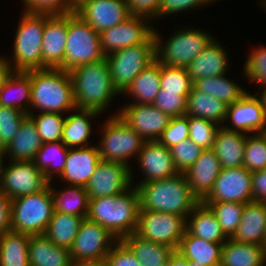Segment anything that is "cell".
Here are the masks:
<instances>
[{"mask_svg": "<svg viewBox=\"0 0 266 266\" xmlns=\"http://www.w3.org/2000/svg\"><path fill=\"white\" fill-rule=\"evenodd\" d=\"M140 198L136 187L119 195L89 199L87 219L107 228L118 240L135 233Z\"/></svg>", "mask_w": 266, "mask_h": 266, "instance_id": "cell-1", "label": "cell"}, {"mask_svg": "<svg viewBox=\"0 0 266 266\" xmlns=\"http://www.w3.org/2000/svg\"><path fill=\"white\" fill-rule=\"evenodd\" d=\"M140 210L172 213L188 219L200 202L191 192L185 173L137 184Z\"/></svg>", "mask_w": 266, "mask_h": 266, "instance_id": "cell-2", "label": "cell"}, {"mask_svg": "<svg viewBox=\"0 0 266 266\" xmlns=\"http://www.w3.org/2000/svg\"><path fill=\"white\" fill-rule=\"evenodd\" d=\"M31 77V103L41 112L75 111L73 83L69 71L43 68L27 72Z\"/></svg>", "mask_w": 266, "mask_h": 266, "instance_id": "cell-3", "label": "cell"}, {"mask_svg": "<svg viewBox=\"0 0 266 266\" xmlns=\"http://www.w3.org/2000/svg\"><path fill=\"white\" fill-rule=\"evenodd\" d=\"M76 107L103 112L119 92L114 88L106 58L69 71Z\"/></svg>", "mask_w": 266, "mask_h": 266, "instance_id": "cell-4", "label": "cell"}, {"mask_svg": "<svg viewBox=\"0 0 266 266\" xmlns=\"http://www.w3.org/2000/svg\"><path fill=\"white\" fill-rule=\"evenodd\" d=\"M50 184L42 191L11 200V231L43 235L54 212Z\"/></svg>", "mask_w": 266, "mask_h": 266, "instance_id": "cell-5", "label": "cell"}, {"mask_svg": "<svg viewBox=\"0 0 266 266\" xmlns=\"http://www.w3.org/2000/svg\"><path fill=\"white\" fill-rule=\"evenodd\" d=\"M14 42V72L42 69V39L45 13L24 11Z\"/></svg>", "mask_w": 266, "mask_h": 266, "instance_id": "cell-6", "label": "cell"}, {"mask_svg": "<svg viewBox=\"0 0 266 266\" xmlns=\"http://www.w3.org/2000/svg\"><path fill=\"white\" fill-rule=\"evenodd\" d=\"M100 34L75 12L68 13L67 42L64 54V70L104 59Z\"/></svg>", "mask_w": 266, "mask_h": 266, "instance_id": "cell-7", "label": "cell"}, {"mask_svg": "<svg viewBox=\"0 0 266 266\" xmlns=\"http://www.w3.org/2000/svg\"><path fill=\"white\" fill-rule=\"evenodd\" d=\"M114 88L123 93L134 78L156 60L154 35L146 42L105 56Z\"/></svg>", "mask_w": 266, "mask_h": 266, "instance_id": "cell-8", "label": "cell"}, {"mask_svg": "<svg viewBox=\"0 0 266 266\" xmlns=\"http://www.w3.org/2000/svg\"><path fill=\"white\" fill-rule=\"evenodd\" d=\"M156 43V60L165 66L187 68L213 40V37L202 30L182 29L166 41L163 46L160 35L154 31Z\"/></svg>", "mask_w": 266, "mask_h": 266, "instance_id": "cell-9", "label": "cell"}, {"mask_svg": "<svg viewBox=\"0 0 266 266\" xmlns=\"http://www.w3.org/2000/svg\"><path fill=\"white\" fill-rule=\"evenodd\" d=\"M103 136L97 145L103 161L128 165V158L137 156L145 140L130 128L118 114L108 118L103 127Z\"/></svg>", "mask_w": 266, "mask_h": 266, "instance_id": "cell-10", "label": "cell"}, {"mask_svg": "<svg viewBox=\"0 0 266 266\" xmlns=\"http://www.w3.org/2000/svg\"><path fill=\"white\" fill-rule=\"evenodd\" d=\"M187 219L172 213L140 210L135 234L144 240L178 249Z\"/></svg>", "mask_w": 266, "mask_h": 266, "instance_id": "cell-11", "label": "cell"}, {"mask_svg": "<svg viewBox=\"0 0 266 266\" xmlns=\"http://www.w3.org/2000/svg\"><path fill=\"white\" fill-rule=\"evenodd\" d=\"M50 181L40 171L34 161H11L2 168L0 191L10 200L44 190Z\"/></svg>", "mask_w": 266, "mask_h": 266, "instance_id": "cell-12", "label": "cell"}, {"mask_svg": "<svg viewBox=\"0 0 266 266\" xmlns=\"http://www.w3.org/2000/svg\"><path fill=\"white\" fill-rule=\"evenodd\" d=\"M118 240L107 228L84 218L70 250L72 261L105 259L114 240Z\"/></svg>", "mask_w": 266, "mask_h": 266, "instance_id": "cell-13", "label": "cell"}, {"mask_svg": "<svg viewBox=\"0 0 266 266\" xmlns=\"http://www.w3.org/2000/svg\"><path fill=\"white\" fill-rule=\"evenodd\" d=\"M252 173L244 166L222 168L209 194L201 202H237L253 201Z\"/></svg>", "mask_w": 266, "mask_h": 266, "instance_id": "cell-14", "label": "cell"}, {"mask_svg": "<svg viewBox=\"0 0 266 266\" xmlns=\"http://www.w3.org/2000/svg\"><path fill=\"white\" fill-rule=\"evenodd\" d=\"M131 172L124 163L101 160L85 187L89 199L125 192L131 187Z\"/></svg>", "mask_w": 266, "mask_h": 266, "instance_id": "cell-15", "label": "cell"}, {"mask_svg": "<svg viewBox=\"0 0 266 266\" xmlns=\"http://www.w3.org/2000/svg\"><path fill=\"white\" fill-rule=\"evenodd\" d=\"M145 20L147 18L130 16L120 24L101 32L103 54L107 56L115 51L146 43L154 35V29Z\"/></svg>", "mask_w": 266, "mask_h": 266, "instance_id": "cell-16", "label": "cell"}, {"mask_svg": "<svg viewBox=\"0 0 266 266\" xmlns=\"http://www.w3.org/2000/svg\"><path fill=\"white\" fill-rule=\"evenodd\" d=\"M118 112L120 118L145 141H157L171 119L153 104L131 103Z\"/></svg>", "mask_w": 266, "mask_h": 266, "instance_id": "cell-17", "label": "cell"}, {"mask_svg": "<svg viewBox=\"0 0 266 266\" xmlns=\"http://www.w3.org/2000/svg\"><path fill=\"white\" fill-rule=\"evenodd\" d=\"M74 12L99 34L130 17L126 0H84Z\"/></svg>", "mask_w": 266, "mask_h": 266, "instance_id": "cell-18", "label": "cell"}, {"mask_svg": "<svg viewBox=\"0 0 266 266\" xmlns=\"http://www.w3.org/2000/svg\"><path fill=\"white\" fill-rule=\"evenodd\" d=\"M68 13H45L42 39V69L60 68L64 70V54L67 42Z\"/></svg>", "mask_w": 266, "mask_h": 266, "instance_id": "cell-19", "label": "cell"}, {"mask_svg": "<svg viewBox=\"0 0 266 266\" xmlns=\"http://www.w3.org/2000/svg\"><path fill=\"white\" fill-rule=\"evenodd\" d=\"M231 121L233 128L227 130L243 133H261L266 128V116L259 96L246 93L240 100L228 105L225 121Z\"/></svg>", "mask_w": 266, "mask_h": 266, "instance_id": "cell-20", "label": "cell"}, {"mask_svg": "<svg viewBox=\"0 0 266 266\" xmlns=\"http://www.w3.org/2000/svg\"><path fill=\"white\" fill-rule=\"evenodd\" d=\"M137 156L146 176L139 184L170 178L179 173L170 149L158 141H145Z\"/></svg>", "mask_w": 266, "mask_h": 266, "instance_id": "cell-21", "label": "cell"}, {"mask_svg": "<svg viewBox=\"0 0 266 266\" xmlns=\"http://www.w3.org/2000/svg\"><path fill=\"white\" fill-rule=\"evenodd\" d=\"M100 161L98 147L69 149L64 171L58 177L70 183L69 185L85 188Z\"/></svg>", "mask_w": 266, "mask_h": 266, "instance_id": "cell-22", "label": "cell"}, {"mask_svg": "<svg viewBox=\"0 0 266 266\" xmlns=\"http://www.w3.org/2000/svg\"><path fill=\"white\" fill-rule=\"evenodd\" d=\"M221 169L216 153L212 149H206L185 172L190 190L200 202L211 191Z\"/></svg>", "mask_w": 266, "mask_h": 266, "instance_id": "cell-23", "label": "cell"}, {"mask_svg": "<svg viewBox=\"0 0 266 266\" xmlns=\"http://www.w3.org/2000/svg\"><path fill=\"white\" fill-rule=\"evenodd\" d=\"M266 232V203H245L241 221L232 239L241 243L264 245Z\"/></svg>", "mask_w": 266, "mask_h": 266, "instance_id": "cell-24", "label": "cell"}, {"mask_svg": "<svg viewBox=\"0 0 266 266\" xmlns=\"http://www.w3.org/2000/svg\"><path fill=\"white\" fill-rule=\"evenodd\" d=\"M247 136L246 133L230 131L223 126L218 129L212 150L216 153L221 168L243 166Z\"/></svg>", "mask_w": 266, "mask_h": 266, "instance_id": "cell-25", "label": "cell"}, {"mask_svg": "<svg viewBox=\"0 0 266 266\" xmlns=\"http://www.w3.org/2000/svg\"><path fill=\"white\" fill-rule=\"evenodd\" d=\"M215 39L187 66L191 81L224 75L228 68V57Z\"/></svg>", "mask_w": 266, "mask_h": 266, "instance_id": "cell-26", "label": "cell"}, {"mask_svg": "<svg viewBox=\"0 0 266 266\" xmlns=\"http://www.w3.org/2000/svg\"><path fill=\"white\" fill-rule=\"evenodd\" d=\"M30 266H70V250L55 245L43 235H30L28 244Z\"/></svg>", "mask_w": 266, "mask_h": 266, "instance_id": "cell-27", "label": "cell"}, {"mask_svg": "<svg viewBox=\"0 0 266 266\" xmlns=\"http://www.w3.org/2000/svg\"><path fill=\"white\" fill-rule=\"evenodd\" d=\"M265 262L264 245L241 243L232 238L222 245L219 266H264Z\"/></svg>", "mask_w": 266, "mask_h": 266, "instance_id": "cell-28", "label": "cell"}, {"mask_svg": "<svg viewBox=\"0 0 266 266\" xmlns=\"http://www.w3.org/2000/svg\"><path fill=\"white\" fill-rule=\"evenodd\" d=\"M43 145L35 123L27 116L20 125L16 135L6 146L10 161H33Z\"/></svg>", "mask_w": 266, "mask_h": 266, "instance_id": "cell-29", "label": "cell"}, {"mask_svg": "<svg viewBox=\"0 0 266 266\" xmlns=\"http://www.w3.org/2000/svg\"><path fill=\"white\" fill-rule=\"evenodd\" d=\"M193 236L187 229L176 250L184 258L203 266H219L222 245Z\"/></svg>", "mask_w": 266, "mask_h": 266, "instance_id": "cell-30", "label": "cell"}, {"mask_svg": "<svg viewBox=\"0 0 266 266\" xmlns=\"http://www.w3.org/2000/svg\"><path fill=\"white\" fill-rule=\"evenodd\" d=\"M76 113L65 118L61 142L68 148L87 147L91 134V118L101 113L92 109L76 108ZM79 112V113H78Z\"/></svg>", "mask_w": 266, "mask_h": 266, "instance_id": "cell-31", "label": "cell"}, {"mask_svg": "<svg viewBox=\"0 0 266 266\" xmlns=\"http://www.w3.org/2000/svg\"><path fill=\"white\" fill-rule=\"evenodd\" d=\"M190 214L192 218L187 220L186 229L193 236L215 243H225L229 239L222 231L215 214L204 203L199 202Z\"/></svg>", "mask_w": 266, "mask_h": 266, "instance_id": "cell-32", "label": "cell"}, {"mask_svg": "<svg viewBox=\"0 0 266 266\" xmlns=\"http://www.w3.org/2000/svg\"><path fill=\"white\" fill-rule=\"evenodd\" d=\"M13 92L15 96L12 97ZM31 96L30 75L27 72L13 71L0 89V106L15 108L29 114L30 110L25 105L30 106Z\"/></svg>", "mask_w": 266, "mask_h": 266, "instance_id": "cell-33", "label": "cell"}, {"mask_svg": "<svg viewBox=\"0 0 266 266\" xmlns=\"http://www.w3.org/2000/svg\"><path fill=\"white\" fill-rule=\"evenodd\" d=\"M161 88V64L155 60L143 69L123 93L135 98L136 104H153Z\"/></svg>", "mask_w": 266, "mask_h": 266, "instance_id": "cell-34", "label": "cell"}, {"mask_svg": "<svg viewBox=\"0 0 266 266\" xmlns=\"http://www.w3.org/2000/svg\"><path fill=\"white\" fill-rule=\"evenodd\" d=\"M121 241L131 250L141 266H164L175 251L172 247L144 240L135 233Z\"/></svg>", "mask_w": 266, "mask_h": 266, "instance_id": "cell-35", "label": "cell"}, {"mask_svg": "<svg viewBox=\"0 0 266 266\" xmlns=\"http://www.w3.org/2000/svg\"><path fill=\"white\" fill-rule=\"evenodd\" d=\"M227 107L224 102L193 86L187 96L186 115L204 118L223 126L220 123L225 122Z\"/></svg>", "mask_w": 266, "mask_h": 266, "instance_id": "cell-36", "label": "cell"}, {"mask_svg": "<svg viewBox=\"0 0 266 266\" xmlns=\"http://www.w3.org/2000/svg\"><path fill=\"white\" fill-rule=\"evenodd\" d=\"M83 219L80 216L54 211L44 235L55 245L70 249Z\"/></svg>", "mask_w": 266, "mask_h": 266, "instance_id": "cell-37", "label": "cell"}, {"mask_svg": "<svg viewBox=\"0 0 266 266\" xmlns=\"http://www.w3.org/2000/svg\"><path fill=\"white\" fill-rule=\"evenodd\" d=\"M29 241L26 233L6 232L0 238V266H30Z\"/></svg>", "mask_w": 266, "mask_h": 266, "instance_id": "cell-38", "label": "cell"}, {"mask_svg": "<svg viewBox=\"0 0 266 266\" xmlns=\"http://www.w3.org/2000/svg\"><path fill=\"white\" fill-rule=\"evenodd\" d=\"M50 192L53 198L54 211L83 218L87 217L89 197L84 187L70 185L64 191L59 192L50 185Z\"/></svg>", "mask_w": 266, "mask_h": 266, "instance_id": "cell-39", "label": "cell"}, {"mask_svg": "<svg viewBox=\"0 0 266 266\" xmlns=\"http://www.w3.org/2000/svg\"><path fill=\"white\" fill-rule=\"evenodd\" d=\"M68 148L61 142L43 143L33 160L36 167L52 182L54 173L61 175L66 165ZM54 168V170H53Z\"/></svg>", "mask_w": 266, "mask_h": 266, "instance_id": "cell-40", "label": "cell"}, {"mask_svg": "<svg viewBox=\"0 0 266 266\" xmlns=\"http://www.w3.org/2000/svg\"><path fill=\"white\" fill-rule=\"evenodd\" d=\"M193 86L227 105L240 100L247 93L233 81L227 79L225 75L201 78L196 80Z\"/></svg>", "mask_w": 266, "mask_h": 266, "instance_id": "cell-41", "label": "cell"}, {"mask_svg": "<svg viewBox=\"0 0 266 266\" xmlns=\"http://www.w3.org/2000/svg\"><path fill=\"white\" fill-rule=\"evenodd\" d=\"M215 214L222 231L232 238L239 227L244 203L237 202H202Z\"/></svg>", "mask_w": 266, "mask_h": 266, "instance_id": "cell-42", "label": "cell"}, {"mask_svg": "<svg viewBox=\"0 0 266 266\" xmlns=\"http://www.w3.org/2000/svg\"><path fill=\"white\" fill-rule=\"evenodd\" d=\"M28 116L35 123L43 143L61 141L65 118L60 113L40 112L35 116L31 111Z\"/></svg>", "mask_w": 266, "mask_h": 266, "instance_id": "cell-43", "label": "cell"}, {"mask_svg": "<svg viewBox=\"0 0 266 266\" xmlns=\"http://www.w3.org/2000/svg\"><path fill=\"white\" fill-rule=\"evenodd\" d=\"M243 166L251 173L266 169V136L263 132L247 136Z\"/></svg>", "mask_w": 266, "mask_h": 266, "instance_id": "cell-44", "label": "cell"}, {"mask_svg": "<svg viewBox=\"0 0 266 266\" xmlns=\"http://www.w3.org/2000/svg\"><path fill=\"white\" fill-rule=\"evenodd\" d=\"M193 82L186 68L165 66L161 64V88L162 92H178L189 94Z\"/></svg>", "mask_w": 266, "mask_h": 266, "instance_id": "cell-45", "label": "cell"}, {"mask_svg": "<svg viewBox=\"0 0 266 266\" xmlns=\"http://www.w3.org/2000/svg\"><path fill=\"white\" fill-rule=\"evenodd\" d=\"M189 139L193 140L204 150L212 149L215 141L216 132L221 126L204 118L189 116Z\"/></svg>", "mask_w": 266, "mask_h": 266, "instance_id": "cell-46", "label": "cell"}, {"mask_svg": "<svg viewBox=\"0 0 266 266\" xmlns=\"http://www.w3.org/2000/svg\"><path fill=\"white\" fill-rule=\"evenodd\" d=\"M171 156L179 173H185L200 157L204 149L191 139H184L170 148Z\"/></svg>", "mask_w": 266, "mask_h": 266, "instance_id": "cell-47", "label": "cell"}, {"mask_svg": "<svg viewBox=\"0 0 266 266\" xmlns=\"http://www.w3.org/2000/svg\"><path fill=\"white\" fill-rule=\"evenodd\" d=\"M27 116L28 114L21 110L0 106V136L5 146L14 138Z\"/></svg>", "mask_w": 266, "mask_h": 266, "instance_id": "cell-48", "label": "cell"}, {"mask_svg": "<svg viewBox=\"0 0 266 266\" xmlns=\"http://www.w3.org/2000/svg\"><path fill=\"white\" fill-rule=\"evenodd\" d=\"M178 92H162L159 90L153 105L170 117H179L186 114L187 96Z\"/></svg>", "mask_w": 266, "mask_h": 266, "instance_id": "cell-49", "label": "cell"}, {"mask_svg": "<svg viewBox=\"0 0 266 266\" xmlns=\"http://www.w3.org/2000/svg\"><path fill=\"white\" fill-rule=\"evenodd\" d=\"M189 138L188 115L171 117L167 128L158 138V142L168 149L184 139Z\"/></svg>", "mask_w": 266, "mask_h": 266, "instance_id": "cell-50", "label": "cell"}, {"mask_svg": "<svg viewBox=\"0 0 266 266\" xmlns=\"http://www.w3.org/2000/svg\"><path fill=\"white\" fill-rule=\"evenodd\" d=\"M251 51L248 57L245 68V75L250 82H256L266 87V47L260 46Z\"/></svg>", "mask_w": 266, "mask_h": 266, "instance_id": "cell-51", "label": "cell"}, {"mask_svg": "<svg viewBox=\"0 0 266 266\" xmlns=\"http://www.w3.org/2000/svg\"><path fill=\"white\" fill-rule=\"evenodd\" d=\"M24 10L31 13L67 14L74 11V8L67 0H23Z\"/></svg>", "mask_w": 266, "mask_h": 266, "instance_id": "cell-52", "label": "cell"}, {"mask_svg": "<svg viewBox=\"0 0 266 266\" xmlns=\"http://www.w3.org/2000/svg\"><path fill=\"white\" fill-rule=\"evenodd\" d=\"M110 252L106 255L107 266H141L131 250L121 241H115Z\"/></svg>", "mask_w": 266, "mask_h": 266, "instance_id": "cell-53", "label": "cell"}, {"mask_svg": "<svg viewBox=\"0 0 266 266\" xmlns=\"http://www.w3.org/2000/svg\"><path fill=\"white\" fill-rule=\"evenodd\" d=\"M130 16L152 19L159 16L161 0H126Z\"/></svg>", "mask_w": 266, "mask_h": 266, "instance_id": "cell-54", "label": "cell"}, {"mask_svg": "<svg viewBox=\"0 0 266 266\" xmlns=\"http://www.w3.org/2000/svg\"><path fill=\"white\" fill-rule=\"evenodd\" d=\"M207 4L206 0H161L159 17Z\"/></svg>", "mask_w": 266, "mask_h": 266, "instance_id": "cell-55", "label": "cell"}, {"mask_svg": "<svg viewBox=\"0 0 266 266\" xmlns=\"http://www.w3.org/2000/svg\"><path fill=\"white\" fill-rule=\"evenodd\" d=\"M253 201L266 203V169L252 172Z\"/></svg>", "mask_w": 266, "mask_h": 266, "instance_id": "cell-56", "label": "cell"}, {"mask_svg": "<svg viewBox=\"0 0 266 266\" xmlns=\"http://www.w3.org/2000/svg\"><path fill=\"white\" fill-rule=\"evenodd\" d=\"M11 230V200L0 191V238Z\"/></svg>", "mask_w": 266, "mask_h": 266, "instance_id": "cell-57", "label": "cell"}, {"mask_svg": "<svg viewBox=\"0 0 266 266\" xmlns=\"http://www.w3.org/2000/svg\"><path fill=\"white\" fill-rule=\"evenodd\" d=\"M12 62L7 60L6 58H0V89L3 87L5 80L9 77V75L13 72L11 66Z\"/></svg>", "mask_w": 266, "mask_h": 266, "instance_id": "cell-58", "label": "cell"}, {"mask_svg": "<svg viewBox=\"0 0 266 266\" xmlns=\"http://www.w3.org/2000/svg\"><path fill=\"white\" fill-rule=\"evenodd\" d=\"M164 266H188V260L177 251H174Z\"/></svg>", "mask_w": 266, "mask_h": 266, "instance_id": "cell-59", "label": "cell"}, {"mask_svg": "<svg viewBox=\"0 0 266 266\" xmlns=\"http://www.w3.org/2000/svg\"><path fill=\"white\" fill-rule=\"evenodd\" d=\"M70 266H107L105 259L72 261Z\"/></svg>", "mask_w": 266, "mask_h": 266, "instance_id": "cell-60", "label": "cell"}, {"mask_svg": "<svg viewBox=\"0 0 266 266\" xmlns=\"http://www.w3.org/2000/svg\"><path fill=\"white\" fill-rule=\"evenodd\" d=\"M259 98H260V100L262 102L263 110H264V113H265V116H266V87L261 92V96Z\"/></svg>", "mask_w": 266, "mask_h": 266, "instance_id": "cell-61", "label": "cell"}, {"mask_svg": "<svg viewBox=\"0 0 266 266\" xmlns=\"http://www.w3.org/2000/svg\"><path fill=\"white\" fill-rule=\"evenodd\" d=\"M0 154H2L4 157H6V146L3 143V141L1 140V136H0Z\"/></svg>", "mask_w": 266, "mask_h": 266, "instance_id": "cell-62", "label": "cell"}, {"mask_svg": "<svg viewBox=\"0 0 266 266\" xmlns=\"http://www.w3.org/2000/svg\"><path fill=\"white\" fill-rule=\"evenodd\" d=\"M84 0H67V2L75 9Z\"/></svg>", "mask_w": 266, "mask_h": 266, "instance_id": "cell-63", "label": "cell"}, {"mask_svg": "<svg viewBox=\"0 0 266 266\" xmlns=\"http://www.w3.org/2000/svg\"><path fill=\"white\" fill-rule=\"evenodd\" d=\"M4 156L2 154H0V175L2 173V168H3V158Z\"/></svg>", "mask_w": 266, "mask_h": 266, "instance_id": "cell-64", "label": "cell"}, {"mask_svg": "<svg viewBox=\"0 0 266 266\" xmlns=\"http://www.w3.org/2000/svg\"><path fill=\"white\" fill-rule=\"evenodd\" d=\"M188 266H203L188 260Z\"/></svg>", "mask_w": 266, "mask_h": 266, "instance_id": "cell-65", "label": "cell"}, {"mask_svg": "<svg viewBox=\"0 0 266 266\" xmlns=\"http://www.w3.org/2000/svg\"><path fill=\"white\" fill-rule=\"evenodd\" d=\"M206 2H207V5H208V3L213 2V0H206Z\"/></svg>", "mask_w": 266, "mask_h": 266, "instance_id": "cell-66", "label": "cell"}, {"mask_svg": "<svg viewBox=\"0 0 266 266\" xmlns=\"http://www.w3.org/2000/svg\"><path fill=\"white\" fill-rule=\"evenodd\" d=\"M264 247L266 248V232H265V243H264Z\"/></svg>", "mask_w": 266, "mask_h": 266, "instance_id": "cell-67", "label": "cell"}]
</instances>
